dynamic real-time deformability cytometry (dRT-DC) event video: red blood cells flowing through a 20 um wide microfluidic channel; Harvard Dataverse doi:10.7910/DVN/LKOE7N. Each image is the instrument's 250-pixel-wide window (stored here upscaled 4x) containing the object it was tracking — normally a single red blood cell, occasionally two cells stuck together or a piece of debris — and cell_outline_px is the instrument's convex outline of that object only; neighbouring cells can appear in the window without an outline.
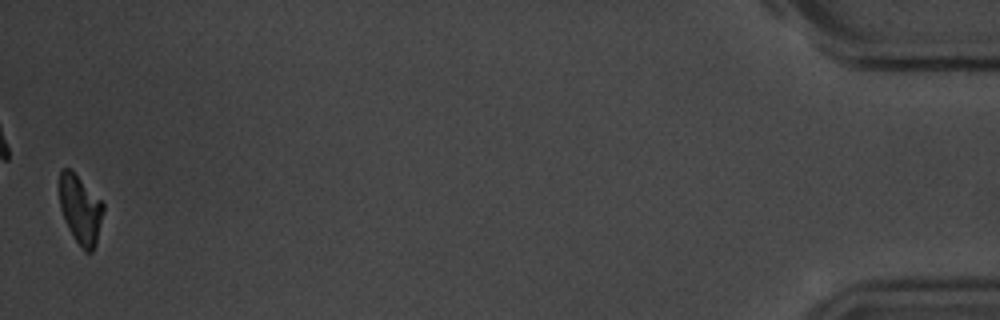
{"species": "common noctule bat (a hibernating species)", "species_latin": "Nyctalus noctula", "temperature_condition": "room temperature", "stored_images_in_passage": 53, "camera_frame_rate_fps": 3000, "um_per_image_px": 0.085, "animal": {"sex": "male", "body_mass_g": 20.1, "forearm_length_mm": 53.5}, "frame": {"image": 1, "passage_image": 53, "time_ms": 17.333, "image_size_px": [1000, 320], "cell_outline_px": [[104, 212], [96, 244], [92, 252], [84, 252], [80, 248], [72, 236], [64, 220], [60, 208], [60, 172], [64, 168], [72, 168], [104, 204]], "centroid_in_image_um": [6.84, 17.82], "position_along_channel_um": 428.4, "area_um2": 17.86}, "authors_computed_cell_mechanics": {"area_um2": 19.3052, "velocity_mm_per_s": 3.653, "shape_relaxation_time_tau1_ms": 2.3468, "shape_relaxation_time_tau2_ms": 3.9822, "deformation_change_tau1": 0.1123, "deformation_change_tau2": 0.0866}}